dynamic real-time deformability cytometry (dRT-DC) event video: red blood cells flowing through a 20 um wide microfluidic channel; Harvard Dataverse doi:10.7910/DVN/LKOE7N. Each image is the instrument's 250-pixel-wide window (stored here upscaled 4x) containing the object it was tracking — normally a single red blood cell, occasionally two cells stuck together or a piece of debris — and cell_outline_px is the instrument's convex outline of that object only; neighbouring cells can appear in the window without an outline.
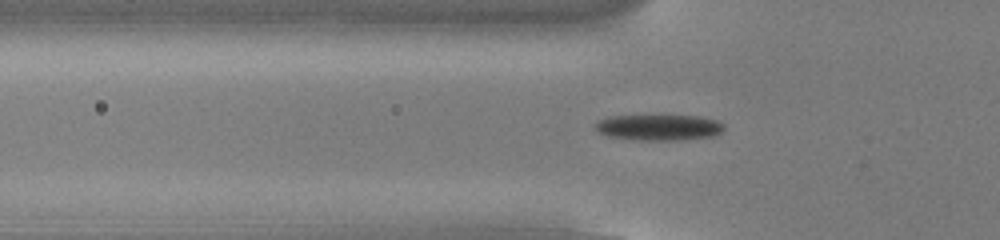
{"species": "common noctule bat (a hibernating species)", "species_latin": "Nyctalus noctula", "temperature_condition": "cold", "stored_images_in_passage": 54, "camera_frame_rate_fps": 3000, "um_per_image_px": 0.085, "animal": {"sex": "male", "body_mass_g": 13.0, "forearm_length_mm": 53.1}, "frame": {"image": 1, "passage_image": 18, "time_ms": 5.667, "image_size_px": [1000, 240], "cell_outline_px": [[724, 128], [716, 136], [676, 140], [640, 140], [608, 136], [596, 132], [592, 124], [596, 120], [612, 116], [700, 116], [716, 120], [724, 124]], "centroid_in_image_um": [55.95, 10.83], "position_along_channel_um": 69.8, "area_um2": 19.54}}
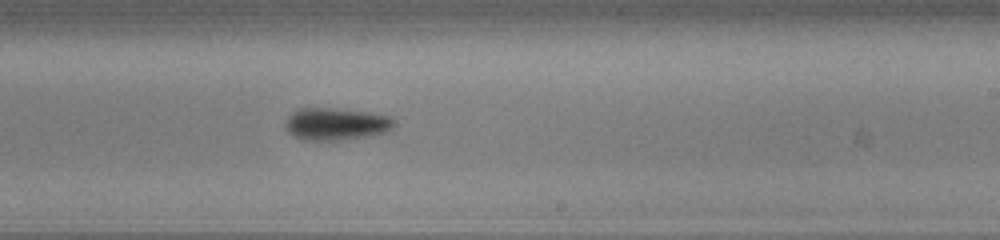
{"frame": {"image": 2, "passage_image": 33, "time_ms": 10.667, "image_size_px": [1000, 240], "cell_outline_px": [[396, 124], [388, 132], [372, 136], [340, 140], [304, 140], [292, 136], [288, 132], [284, 124], [288, 116], [292, 112], [300, 108], [328, 108], [368, 112], [388, 116], [396, 120]], "centroid_in_image_um": [28.57, 10.55], "position_along_channel_um": 260.4, "area_um2": 20.69}}
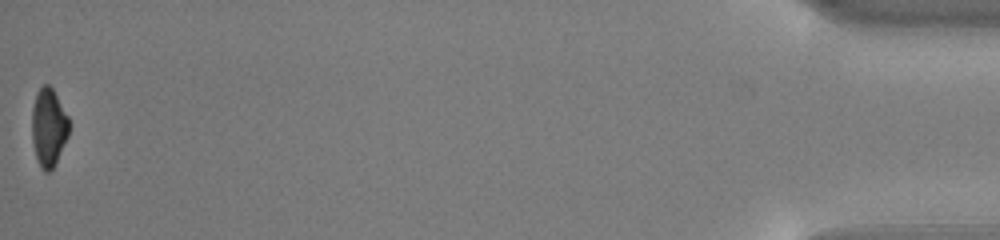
{"frame": {"image": 3, "passage_image": 54, "time_ms": 17.667, "image_size_px": [1000, 240], "cell_outline_px": [[68, 136], [52, 168], [48, 172], [44, 172], [40, 168], [36, 160], [32, 140], [32, 108], [36, 92], [44, 84], [48, 84], [52, 88], [68, 116]], "centroid_in_image_um": [4.1, 10.82], "position_along_channel_um": 431.1, "area_um2": 16.76}, "authors_computed_cell_mechanics": {"area_um2": 18.9295, "velocity_mm_per_s": 3.8209, "shape_relaxation_time_tau1_ms": 1.7634, "shape_relaxation_time_tau2_ms": null, "deformation_change_tau1": 0.1171, "deformation_change_tau2": null}}